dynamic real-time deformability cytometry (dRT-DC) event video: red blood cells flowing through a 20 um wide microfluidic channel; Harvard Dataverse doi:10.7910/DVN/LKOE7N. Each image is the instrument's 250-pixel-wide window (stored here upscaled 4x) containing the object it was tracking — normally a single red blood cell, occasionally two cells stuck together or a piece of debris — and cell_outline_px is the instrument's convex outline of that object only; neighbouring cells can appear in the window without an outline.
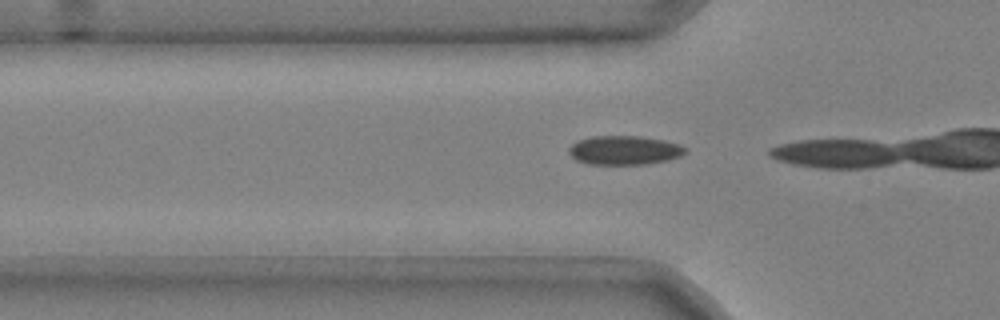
{"species": "common noctule bat (a hibernating species)", "species_latin": "Nyctalus noctula", "temperature_condition": "cold", "stored_images_in_passage": 13, "camera_frame_rate_fps": 3000, "um_per_image_px": 0.085, "animal": {"sex": "male", "body_mass_g": 20.4}, "frame": {"image": 1, "passage_image": 11, "time_ms": 3.333, "image_size_px": [1000, 320], "cell_outline_px": [[688, 152], [680, 156], [668, 160], [644, 164], [588, 164], [576, 160], [568, 152], [568, 148], [572, 144], [580, 140], [592, 136], [640, 136], [664, 140], [680, 144], [688, 148]], "centroid_in_image_um": [53.1, 12.77], "position_along_channel_um": 72.7, "area_um2": 19.77}}